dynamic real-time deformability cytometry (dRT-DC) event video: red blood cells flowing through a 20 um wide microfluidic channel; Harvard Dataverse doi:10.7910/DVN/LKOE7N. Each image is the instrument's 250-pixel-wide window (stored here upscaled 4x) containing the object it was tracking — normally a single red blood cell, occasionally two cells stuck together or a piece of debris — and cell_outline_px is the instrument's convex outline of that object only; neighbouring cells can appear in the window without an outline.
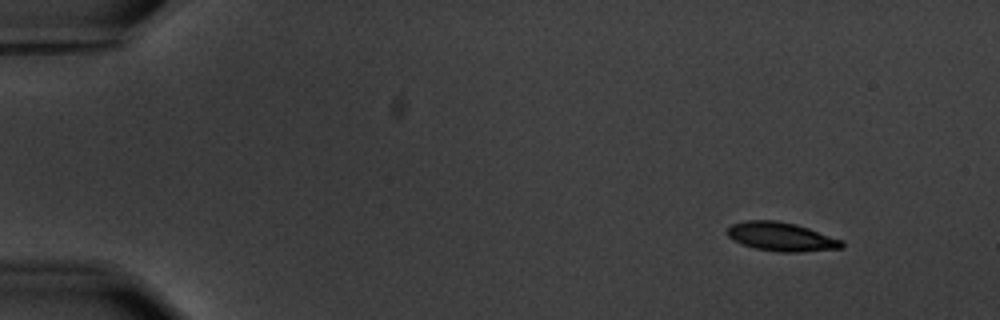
{"species": "common noctule bat (a hibernating species)", "species_latin": "Nyctalus noctula", "temperature_condition": "warm", "stored_images_in_passage": 4, "camera_frame_rate_fps": 3000, "um_per_image_px": 0.085, "animal": {"sex": "male", "body_mass_g": 20.1, "forearm_length_mm": 53.5}, "frame": {"image": 1, "passage_image": 1, "time_ms": 0.0, "image_size_px": [1000, 320], "cell_outline_px": [[844, 248], [800, 252], [780, 252], [756, 248], [744, 244], [728, 236], [728, 228], [732, 224], [744, 220], [776, 220], [796, 224], [844, 240]], "centroid_in_image_um": [66.47, 20.11], "position_along_channel_um": 18.5, "area_um2": 19.13}}
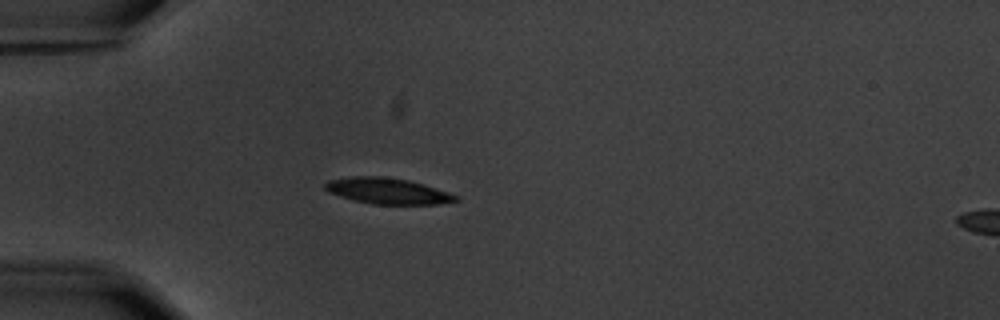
{"frame": {"image": 2, "passage_image": 4, "time_ms": 3.667, "image_size_px": [1000, 320], "cell_outline_px": [[460, 200], [436, 204], [372, 204], [352, 200], [328, 192], [324, 188], [324, 184], [328, 180], [352, 176], [380, 176], [408, 180], [424, 184], [460, 196]], "centroid_in_image_um": [32.93, 16.23], "position_along_channel_um": 52.1, "area_um2": 19.83}}